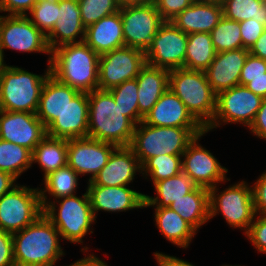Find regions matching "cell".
Masks as SVG:
<instances>
[{
	"label": "cell",
	"mask_w": 266,
	"mask_h": 266,
	"mask_svg": "<svg viewBox=\"0 0 266 266\" xmlns=\"http://www.w3.org/2000/svg\"><path fill=\"white\" fill-rule=\"evenodd\" d=\"M12 237L15 266H55L65 255L60 233L44 214Z\"/></svg>",
	"instance_id": "6da1fadb"
},
{
	"label": "cell",
	"mask_w": 266,
	"mask_h": 266,
	"mask_svg": "<svg viewBox=\"0 0 266 266\" xmlns=\"http://www.w3.org/2000/svg\"><path fill=\"white\" fill-rule=\"evenodd\" d=\"M99 55L85 42L65 44L51 51L50 72L79 92L98 89Z\"/></svg>",
	"instance_id": "7a4b0ae2"
},
{
	"label": "cell",
	"mask_w": 266,
	"mask_h": 266,
	"mask_svg": "<svg viewBox=\"0 0 266 266\" xmlns=\"http://www.w3.org/2000/svg\"><path fill=\"white\" fill-rule=\"evenodd\" d=\"M87 137L116 146H130L136 125L116 105L108 90L88 93Z\"/></svg>",
	"instance_id": "3957f363"
},
{
	"label": "cell",
	"mask_w": 266,
	"mask_h": 266,
	"mask_svg": "<svg viewBox=\"0 0 266 266\" xmlns=\"http://www.w3.org/2000/svg\"><path fill=\"white\" fill-rule=\"evenodd\" d=\"M205 131V128L151 126L141 121L135 127L130 147L142 166L158 155H182L196 136Z\"/></svg>",
	"instance_id": "277c9868"
},
{
	"label": "cell",
	"mask_w": 266,
	"mask_h": 266,
	"mask_svg": "<svg viewBox=\"0 0 266 266\" xmlns=\"http://www.w3.org/2000/svg\"><path fill=\"white\" fill-rule=\"evenodd\" d=\"M41 205L43 214L58 230L63 241L82 245L83 238L93 233L91 226L96 219L92 213L87 191L81 197L73 195L54 201H51L50 197L41 199Z\"/></svg>",
	"instance_id": "5b68a950"
},
{
	"label": "cell",
	"mask_w": 266,
	"mask_h": 266,
	"mask_svg": "<svg viewBox=\"0 0 266 266\" xmlns=\"http://www.w3.org/2000/svg\"><path fill=\"white\" fill-rule=\"evenodd\" d=\"M168 86L204 128L212 122L216 112L217 95L208 83L205 71L172 69L169 72Z\"/></svg>",
	"instance_id": "8992f818"
},
{
	"label": "cell",
	"mask_w": 266,
	"mask_h": 266,
	"mask_svg": "<svg viewBox=\"0 0 266 266\" xmlns=\"http://www.w3.org/2000/svg\"><path fill=\"white\" fill-rule=\"evenodd\" d=\"M44 74L38 75L25 68L8 65L0 73L1 110L36 113L40 94L47 77L51 74L47 64Z\"/></svg>",
	"instance_id": "52a82bcc"
},
{
	"label": "cell",
	"mask_w": 266,
	"mask_h": 266,
	"mask_svg": "<svg viewBox=\"0 0 266 266\" xmlns=\"http://www.w3.org/2000/svg\"><path fill=\"white\" fill-rule=\"evenodd\" d=\"M219 185L209 189L210 219L221 213L230 227L240 228L246 234L256 215L251 185L242 180L221 192Z\"/></svg>",
	"instance_id": "ba28073f"
},
{
	"label": "cell",
	"mask_w": 266,
	"mask_h": 266,
	"mask_svg": "<svg viewBox=\"0 0 266 266\" xmlns=\"http://www.w3.org/2000/svg\"><path fill=\"white\" fill-rule=\"evenodd\" d=\"M43 214L39 187L18 184L0 198V230L14 234Z\"/></svg>",
	"instance_id": "9c48e42d"
},
{
	"label": "cell",
	"mask_w": 266,
	"mask_h": 266,
	"mask_svg": "<svg viewBox=\"0 0 266 266\" xmlns=\"http://www.w3.org/2000/svg\"><path fill=\"white\" fill-rule=\"evenodd\" d=\"M263 98L250 91L245 85H237L217 95L216 112L207 132L224 124H239L249 127Z\"/></svg>",
	"instance_id": "30bf717a"
},
{
	"label": "cell",
	"mask_w": 266,
	"mask_h": 266,
	"mask_svg": "<svg viewBox=\"0 0 266 266\" xmlns=\"http://www.w3.org/2000/svg\"><path fill=\"white\" fill-rule=\"evenodd\" d=\"M0 47L26 53H42L49 55L51 51L47 44L46 35L43 34L28 18L23 15H0Z\"/></svg>",
	"instance_id": "8fae6325"
},
{
	"label": "cell",
	"mask_w": 266,
	"mask_h": 266,
	"mask_svg": "<svg viewBox=\"0 0 266 266\" xmlns=\"http://www.w3.org/2000/svg\"><path fill=\"white\" fill-rule=\"evenodd\" d=\"M145 64V52L129 46L100 55L98 89L110 90L124 81L135 79Z\"/></svg>",
	"instance_id": "7c38bea8"
},
{
	"label": "cell",
	"mask_w": 266,
	"mask_h": 266,
	"mask_svg": "<svg viewBox=\"0 0 266 266\" xmlns=\"http://www.w3.org/2000/svg\"><path fill=\"white\" fill-rule=\"evenodd\" d=\"M125 46L146 52L160 26L165 22L153 4L121 7Z\"/></svg>",
	"instance_id": "4fadbf2b"
},
{
	"label": "cell",
	"mask_w": 266,
	"mask_h": 266,
	"mask_svg": "<svg viewBox=\"0 0 266 266\" xmlns=\"http://www.w3.org/2000/svg\"><path fill=\"white\" fill-rule=\"evenodd\" d=\"M188 34L165 21L145 52L146 63L168 70L184 68Z\"/></svg>",
	"instance_id": "5bb4252c"
},
{
	"label": "cell",
	"mask_w": 266,
	"mask_h": 266,
	"mask_svg": "<svg viewBox=\"0 0 266 266\" xmlns=\"http://www.w3.org/2000/svg\"><path fill=\"white\" fill-rule=\"evenodd\" d=\"M208 132L196 136L182 154V172L188 174L198 187L210 189L220 182L230 181L227 178L228 169L199 143Z\"/></svg>",
	"instance_id": "9a60e30c"
},
{
	"label": "cell",
	"mask_w": 266,
	"mask_h": 266,
	"mask_svg": "<svg viewBox=\"0 0 266 266\" xmlns=\"http://www.w3.org/2000/svg\"><path fill=\"white\" fill-rule=\"evenodd\" d=\"M117 146L90 137L67 139V165L79 176L90 175L91 181L107 161Z\"/></svg>",
	"instance_id": "2e32d148"
},
{
	"label": "cell",
	"mask_w": 266,
	"mask_h": 266,
	"mask_svg": "<svg viewBox=\"0 0 266 266\" xmlns=\"http://www.w3.org/2000/svg\"><path fill=\"white\" fill-rule=\"evenodd\" d=\"M46 135V127L36 113L0 110V139L33 151Z\"/></svg>",
	"instance_id": "e0dca14e"
},
{
	"label": "cell",
	"mask_w": 266,
	"mask_h": 266,
	"mask_svg": "<svg viewBox=\"0 0 266 266\" xmlns=\"http://www.w3.org/2000/svg\"><path fill=\"white\" fill-rule=\"evenodd\" d=\"M87 184L86 191L95 219L99 211L118 213L145 208V194L130 189L129 186H99L91 181Z\"/></svg>",
	"instance_id": "ac0fdd59"
},
{
	"label": "cell",
	"mask_w": 266,
	"mask_h": 266,
	"mask_svg": "<svg viewBox=\"0 0 266 266\" xmlns=\"http://www.w3.org/2000/svg\"><path fill=\"white\" fill-rule=\"evenodd\" d=\"M88 114V93L79 92L46 128L47 135L64 139L87 137Z\"/></svg>",
	"instance_id": "d6986e66"
},
{
	"label": "cell",
	"mask_w": 266,
	"mask_h": 266,
	"mask_svg": "<svg viewBox=\"0 0 266 266\" xmlns=\"http://www.w3.org/2000/svg\"><path fill=\"white\" fill-rule=\"evenodd\" d=\"M142 166L130 146H117L110 155L107 164L93 177L94 185L117 187L128 186Z\"/></svg>",
	"instance_id": "ffe728a7"
},
{
	"label": "cell",
	"mask_w": 266,
	"mask_h": 266,
	"mask_svg": "<svg viewBox=\"0 0 266 266\" xmlns=\"http://www.w3.org/2000/svg\"><path fill=\"white\" fill-rule=\"evenodd\" d=\"M248 54L249 50L245 48L216 53L205 70L208 83L216 95L239 85L241 70Z\"/></svg>",
	"instance_id": "44dd1931"
},
{
	"label": "cell",
	"mask_w": 266,
	"mask_h": 266,
	"mask_svg": "<svg viewBox=\"0 0 266 266\" xmlns=\"http://www.w3.org/2000/svg\"><path fill=\"white\" fill-rule=\"evenodd\" d=\"M143 121L151 126L204 128L169 88L144 117Z\"/></svg>",
	"instance_id": "7402d4cb"
},
{
	"label": "cell",
	"mask_w": 266,
	"mask_h": 266,
	"mask_svg": "<svg viewBox=\"0 0 266 266\" xmlns=\"http://www.w3.org/2000/svg\"><path fill=\"white\" fill-rule=\"evenodd\" d=\"M85 30L78 0H60L59 18L52 31L46 36L50 51L65 44L84 42Z\"/></svg>",
	"instance_id": "603a6c76"
},
{
	"label": "cell",
	"mask_w": 266,
	"mask_h": 266,
	"mask_svg": "<svg viewBox=\"0 0 266 266\" xmlns=\"http://www.w3.org/2000/svg\"><path fill=\"white\" fill-rule=\"evenodd\" d=\"M169 72L168 69L146 63L135 78L138 84L139 123L168 89Z\"/></svg>",
	"instance_id": "cb8c5ba5"
},
{
	"label": "cell",
	"mask_w": 266,
	"mask_h": 266,
	"mask_svg": "<svg viewBox=\"0 0 266 266\" xmlns=\"http://www.w3.org/2000/svg\"><path fill=\"white\" fill-rule=\"evenodd\" d=\"M84 42L99 56L125 46L120 12L105 16L87 27Z\"/></svg>",
	"instance_id": "d4e9b609"
},
{
	"label": "cell",
	"mask_w": 266,
	"mask_h": 266,
	"mask_svg": "<svg viewBox=\"0 0 266 266\" xmlns=\"http://www.w3.org/2000/svg\"><path fill=\"white\" fill-rule=\"evenodd\" d=\"M78 93V90L60 82L50 74L40 94L36 111L38 119L47 128Z\"/></svg>",
	"instance_id": "484cf974"
},
{
	"label": "cell",
	"mask_w": 266,
	"mask_h": 266,
	"mask_svg": "<svg viewBox=\"0 0 266 266\" xmlns=\"http://www.w3.org/2000/svg\"><path fill=\"white\" fill-rule=\"evenodd\" d=\"M223 16L222 4L193 2L171 22L186 34L210 33Z\"/></svg>",
	"instance_id": "4316f807"
},
{
	"label": "cell",
	"mask_w": 266,
	"mask_h": 266,
	"mask_svg": "<svg viewBox=\"0 0 266 266\" xmlns=\"http://www.w3.org/2000/svg\"><path fill=\"white\" fill-rule=\"evenodd\" d=\"M154 222L165 239L179 248L186 249L197 231L177 212L169 207L153 208Z\"/></svg>",
	"instance_id": "83f0119b"
},
{
	"label": "cell",
	"mask_w": 266,
	"mask_h": 266,
	"mask_svg": "<svg viewBox=\"0 0 266 266\" xmlns=\"http://www.w3.org/2000/svg\"><path fill=\"white\" fill-rule=\"evenodd\" d=\"M169 208L177 212L196 231L210 220L209 189L196 187L192 192L174 201Z\"/></svg>",
	"instance_id": "f1b7e54d"
},
{
	"label": "cell",
	"mask_w": 266,
	"mask_h": 266,
	"mask_svg": "<svg viewBox=\"0 0 266 266\" xmlns=\"http://www.w3.org/2000/svg\"><path fill=\"white\" fill-rule=\"evenodd\" d=\"M153 186L156 197L145 194V208L169 207L197 187L191 177L182 171L173 177L155 182Z\"/></svg>",
	"instance_id": "f546056e"
},
{
	"label": "cell",
	"mask_w": 266,
	"mask_h": 266,
	"mask_svg": "<svg viewBox=\"0 0 266 266\" xmlns=\"http://www.w3.org/2000/svg\"><path fill=\"white\" fill-rule=\"evenodd\" d=\"M37 163L43 177L67 165V139L46 135L32 151V164Z\"/></svg>",
	"instance_id": "4dcf8cb0"
},
{
	"label": "cell",
	"mask_w": 266,
	"mask_h": 266,
	"mask_svg": "<svg viewBox=\"0 0 266 266\" xmlns=\"http://www.w3.org/2000/svg\"><path fill=\"white\" fill-rule=\"evenodd\" d=\"M210 33L188 34L184 68L205 71L216 56Z\"/></svg>",
	"instance_id": "1f68e13d"
},
{
	"label": "cell",
	"mask_w": 266,
	"mask_h": 266,
	"mask_svg": "<svg viewBox=\"0 0 266 266\" xmlns=\"http://www.w3.org/2000/svg\"><path fill=\"white\" fill-rule=\"evenodd\" d=\"M79 178V175L68 165L49 173L43 178L44 188H39L40 199H48V195L54 200L76 195Z\"/></svg>",
	"instance_id": "d6a6232c"
},
{
	"label": "cell",
	"mask_w": 266,
	"mask_h": 266,
	"mask_svg": "<svg viewBox=\"0 0 266 266\" xmlns=\"http://www.w3.org/2000/svg\"><path fill=\"white\" fill-rule=\"evenodd\" d=\"M32 151L0 139V170L18 179L32 167Z\"/></svg>",
	"instance_id": "836d02e7"
},
{
	"label": "cell",
	"mask_w": 266,
	"mask_h": 266,
	"mask_svg": "<svg viewBox=\"0 0 266 266\" xmlns=\"http://www.w3.org/2000/svg\"><path fill=\"white\" fill-rule=\"evenodd\" d=\"M225 18L237 22L255 19L266 27V0H224Z\"/></svg>",
	"instance_id": "e575fe53"
},
{
	"label": "cell",
	"mask_w": 266,
	"mask_h": 266,
	"mask_svg": "<svg viewBox=\"0 0 266 266\" xmlns=\"http://www.w3.org/2000/svg\"><path fill=\"white\" fill-rule=\"evenodd\" d=\"M182 155H158L151 157L142 165L141 175L152 183L167 179L182 171Z\"/></svg>",
	"instance_id": "d590c367"
},
{
	"label": "cell",
	"mask_w": 266,
	"mask_h": 266,
	"mask_svg": "<svg viewBox=\"0 0 266 266\" xmlns=\"http://www.w3.org/2000/svg\"><path fill=\"white\" fill-rule=\"evenodd\" d=\"M210 35L217 53L242 48L240 24L237 21L223 16Z\"/></svg>",
	"instance_id": "8d00e7d4"
},
{
	"label": "cell",
	"mask_w": 266,
	"mask_h": 266,
	"mask_svg": "<svg viewBox=\"0 0 266 266\" xmlns=\"http://www.w3.org/2000/svg\"><path fill=\"white\" fill-rule=\"evenodd\" d=\"M108 91L112 94L116 105L121 109L123 115L127 116L135 125H138L139 107L136 79L124 81Z\"/></svg>",
	"instance_id": "74e56055"
},
{
	"label": "cell",
	"mask_w": 266,
	"mask_h": 266,
	"mask_svg": "<svg viewBox=\"0 0 266 266\" xmlns=\"http://www.w3.org/2000/svg\"><path fill=\"white\" fill-rule=\"evenodd\" d=\"M81 21L85 28L93 25L105 16L120 10L118 0H78Z\"/></svg>",
	"instance_id": "f35d334b"
},
{
	"label": "cell",
	"mask_w": 266,
	"mask_h": 266,
	"mask_svg": "<svg viewBox=\"0 0 266 266\" xmlns=\"http://www.w3.org/2000/svg\"><path fill=\"white\" fill-rule=\"evenodd\" d=\"M26 16L47 36L59 18V1L38 0Z\"/></svg>",
	"instance_id": "ab89813d"
},
{
	"label": "cell",
	"mask_w": 266,
	"mask_h": 266,
	"mask_svg": "<svg viewBox=\"0 0 266 266\" xmlns=\"http://www.w3.org/2000/svg\"><path fill=\"white\" fill-rule=\"evenodd\" d=\"M245 235L257 252L266 254V215L256 214Z\"/></svg>",
	"instance_id": "60d3db41"
},
{
	"label": "cell",
	"mask_w": 266,
	"mask_h": 266,
	"mask_svg": "<svg viewBox=\"0 0 266 266\" xmlns=\"http://www.w3.org/2000/svg\"><path fill=\"white\" fill-rule=\"evenodd\" d=\"M266 78V60L248 54L239 79L240 85H247L249 79Z\"/></svg>",
	"instance_id": "b9f144b4"
},
{
	"label": "cell",
	"mask_w": 266,
	"mask_h": 266,
	"mask_svg": "<svg viewBox=\"0 0 266 266\" xmlns=\"http://www.w3.org/2000/svg\"><path fill=\"white\" fill-rule=\"evenodd\" d=\"M193 2V0H152L164 21H171Z\"/></svg>",
	"instance_id": "7bdbcfd3"
},
{
	"label": "cell",
	"mask_w": 266,
	"mask_h": 266,
	"mask_svg": "<svg viewBox=\"0 0 266 266\" xmlns=\"http://www.w3.org/2000/svg\"><path fill=\"white\" fill-rule=\"evenodd\" d=\"M239 24L242 38V48L250 50L257 39L262 35L266 27L255 19L241 21Z\"/></svg>",
	"instance_id": "ee69618b"
},
{
	"label": "cell",
	"mask_w": 266,
	"mask_h": 266,
	"mask_svg": "<svg viewBox=\"0 0 266 266\" xmlns=\"http://www.w3.org/2000/svg\"><path fill=\"white\" fill-rule=\"evenodd\" d=\"M251 187L255 213L266 215V171L259 176Z\"/></svg>",
	"instance_id": "f6af8a7d"
},
{
	"label": "cell",
	"mask_w": 266,
	"mask_h": 266,
	"mask_svg": "<svg viewBox=\"0 0 266 266\" xmlns=\"http://www.w3.org/2000/svg\"><path fill=\"white\" fill-rule=\"evenodd\" d=\"M38 0H0V13L26 16Z\"/></svg>",
	"instance_id": "bcb514c9"
},
{
	"label": "cell",
	"mask_w": 266,
	"mask_h": 266,
	"mask_svg": "<svg viewBox=\"0 0 266 266\" xmlns=\"http://www.w3.org/2000/svg\"><path fill=\"white\" fill-rule=\"evenodd\" d=\"M13 250L12 234L0 230V266H15Z\"/></svg>",
	"instance_id": "7dc6e473"
},
{
	"label": "cell",
	"mask_w": 266,
	"mask_h": 266,
	"mask_svg": "<svg viewBox=\"0 0 266 266\" xmlns=\"http://www.w3.org/2000/svg\"><path fill=\"white\" fill-rule=\"evenodd\" d=\"M248 129L253 133L252 135L266 141V98H263L261 107Z\"/></svg>",
	"instance_id": "c3c4849f"
},
{
	"label": "cell",
	"mask_w": 266,
	"mask_h": 266,
	"mask_svg": "<svg viewBox=\"0 0 266 266\" xmlns=\"http://www.w3.org/2000/svg\"><path fill=\"white\" fill-rule=\"evenodd\" d=\"M153 256L155 257L154 259L156 260L158 266H195L184 259L182 260L176 256H170L158 251L153 253Z\"/></svg>",
	"instance_id": "681fc988"
},
{
	"label": "cell",
	"mask_w": 266,
	"mask_h": 266,
	"mask_svg": "<svg viewBox=\"0 0 266 266\" xmlns=\"http://www.w3.org/2000/svg\"><path fill=\"white\" fill-rule=\"evenodd\" d=\"M17 185V179L15 177L0 170V198Z\"/></svg>",
	"instance_id": "f907efd6"
},
{
	"label": "cell",
	"mask_w": 266,
	"mask_h": 266,
	"mask_svg": "<svg viewBox=\"0 0 266 266\" xmlns=\"http://www.w3.org/2000/svg\"><path fill=\"white\" fill-rule=\"evenodd\" d=\"M249 53L253 56L266 60V28L255 44L250 48Z\"/></svg>",
	"instance_id": "816d5d0a"
},
{
	"label": "cell",
	"mask_w": 266,
	"mask_h": 266,
	"mask_svg": "<svg viewBox=\"0 0 266 266\" xmlns=\"http://www.w3.org/2000/svg\"><path fill=\"white\" fill-rule=\"evenodd\" d=\"M66 266H109L105 261L95 256L93 253L85 255L84 258L76 260V262Z\"/></svg>",
	"instance_id": "f5cc1de1"
},
{
	"label": "cell",
	"mask_w": 266,
	"mask_h": 266,
	"mask_svg": "<svg viewBox=\"0 0 266 266\" xmlns=\"http://www.w3.org/2000/svg\"><path fill=\"white\" fill-rule=\"evenodd\" d=\"M246 87L256 95L266 98V78L249 79Z\"/></svg>",
	"instance_id": "db71d44e"
},
{
	"label": "cell",
	"mask_w": 266,
	"mask_h": 266,
	"mask_svg": "<svg viewBox=\"0 0 266 266\" xmlns=\"http://www.w3.org/2000/svg\"><path fill=\"white\" fill-rule=\"evenodd\" d=\"M120 7L146 5L152 3V0H118Z\"/></svg>",
	"instance_id": "11a10c76"
},
{
	"label": "cell",
	"mask_w": 266,
	"mask_h": 266,
	"mask_svg": "<svg viewBox=\"0 0 266 266\" xmlns=\"http://www.w3.org/2000/svg\"><path fill=\"white\" fill-rule=\"evenodd\" d=\"M5 55L3 54V51L0 47V73L8 66L6 62L4 61Z\"/></svg>",
	"instance_id": "9f6ffc18"
},
{
	"label": "cell",
	"mask_w": 266,
	"mask_h": 266,
	"mask_svg": "<svg viewBox=\"0 0 266 266\" xmlns=\"http://www.w3.org/2000/svg\"><path fill=\"white\" fill-rule=\"evenodd\" d=\"M194 2H205V3H217L222 4L224 0H193Z\"/></svg>",
	"instance_id": "6f0895ef"
},
{
	"label": "cell",
	"mask_w": 266,
	"mask_h": 266,
	"mask_svg": "<svg viewBox=\"0 0 266 266\" xmlns=\"http://www.w3.org/2000/svg\"><path fill=\"white\" fill-rule=\"evenodd\" d=\"M221 266H232V265H226V264H224V265H221ZM233 266H240V265H233Z\"/></svg>",
	"instance_id": "680465c9"
}]
</instances>
